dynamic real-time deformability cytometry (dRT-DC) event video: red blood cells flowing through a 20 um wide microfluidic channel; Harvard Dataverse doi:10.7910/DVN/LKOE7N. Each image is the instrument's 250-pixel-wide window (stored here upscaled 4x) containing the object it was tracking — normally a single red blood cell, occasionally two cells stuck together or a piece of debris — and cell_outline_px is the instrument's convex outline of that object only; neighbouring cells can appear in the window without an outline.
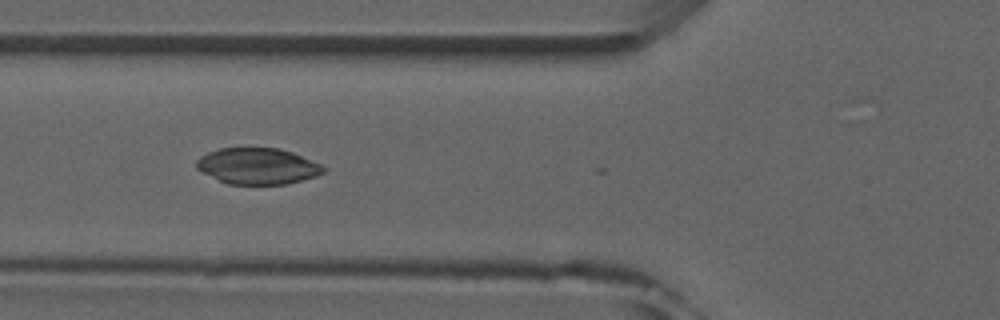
{"species": "common noctule bat (a hibernating species)", "species_latin": "Nyctalus noctula", "temperature_condition": "room temperature", "stored_images_in_passage": 7, "camera_frame_rate_fps": 3000, "um_per_image_px": 0.085, "animal": {"sex": "male", "forearm_length_mm": 52.5}, "frame": {"image": 1, "passage_image": 5, "time_ms": 4.667, "image_size_px": [1000, 320], "cell_outline_px": [[328, 168], [324, 172], [316, 176], [288, 184], [228, 184], [196, 168], [196, 160], [200, 156], [208, 152], [220, 148], [276, 148], [292, 152], [320, 164]], "centroid_in_image_um": [21.92, 14.12], "position_along_channel_um": 103.9, "area_um2": 26.59}}